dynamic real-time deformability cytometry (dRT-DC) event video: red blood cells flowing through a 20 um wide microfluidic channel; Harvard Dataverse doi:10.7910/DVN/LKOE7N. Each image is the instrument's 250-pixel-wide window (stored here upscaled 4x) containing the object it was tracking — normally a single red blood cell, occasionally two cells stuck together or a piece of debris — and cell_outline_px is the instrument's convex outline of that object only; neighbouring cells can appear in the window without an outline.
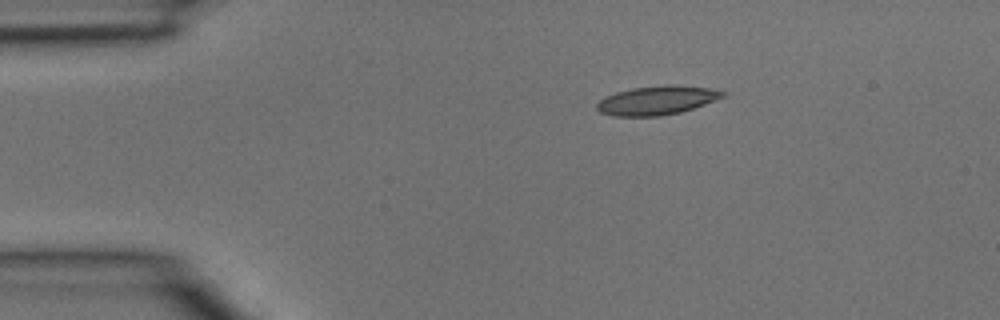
{"species": "common noctule bat (a hibernating species)", "species_latin": "Nyctalus noctula", "temperature_condition": "room temperature", "stored_images_in_passage": 6, "camera_frame_rate_fps": 3000, "um_per_image_px": 0.085, "animal": {"sex": "male", "body_mass_g": 15.6}, "frame": {"image": 1, "passage_image": 1, "time_ms": 0.0, "image_size_px": [1000, 320], "cell_outline_px": [[728, 96], [680, 112], [660, 116], [612, 116], [600, 112], [596, 108], [596, 104], [604, 96], [616, 92], [632, 88], [664, 84], [676, 84], [712, 88], [728, 92]], "centroid_in_image_um": [55.87, 8.51], "position_along_channel_um": 29.1, "area_um2": 21.56}}